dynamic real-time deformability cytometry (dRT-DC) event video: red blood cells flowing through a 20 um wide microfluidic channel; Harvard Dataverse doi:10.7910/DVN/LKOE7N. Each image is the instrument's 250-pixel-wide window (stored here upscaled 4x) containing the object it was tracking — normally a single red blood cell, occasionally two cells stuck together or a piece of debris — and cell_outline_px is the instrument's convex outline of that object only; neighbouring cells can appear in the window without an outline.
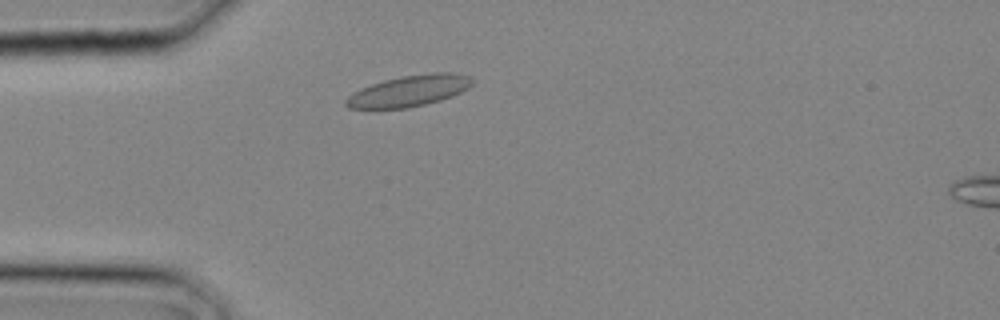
{"species": "common noctule bat (a hibernating species)", "species_latin": "Nyctalus noctula", "temperature_condition": "cold", "stored_images_in_passage": 21, "camera_frame_rate_fps": 3000, "um_per_image_px": 0.085, "animal": {"sex": "male", "body_mass_g": 20.4}, "frame": {"image": 1, "passage_image": 4, "time_ms": 1.0, "image_size_px": [1000, 320], "cell_outline_px": [[476, 80], [468, 88], [452, 96], [440, 100], [408, 108], [368, 112], [348, 108], [344, 104], [344, 100], [352, 92], [360, 88], [384, 80], [404, 76], [432, 72], [456, 72], [468, 76]], "centroid_in_image_um": [34.67, 7.77], "position_along_channel_um": 50.3, "area_um2": 23.81}}
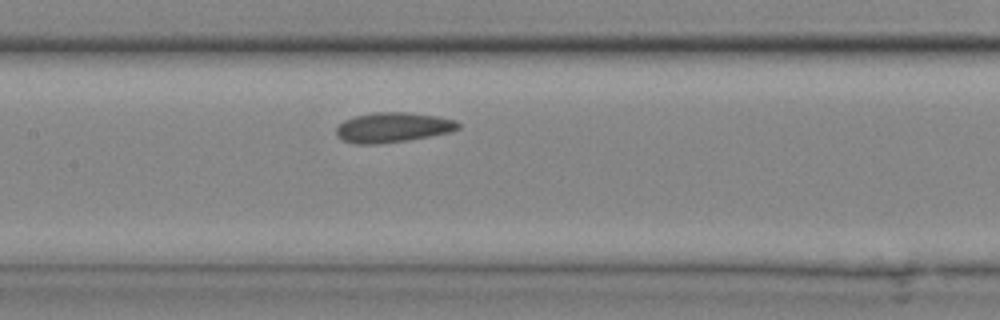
{"frame": {"image": 2, "passage_image": 10, "time_ms": 3.0, "image_size_px": [1000, 320], "cell_outline_px": [[460, 128], [448, 132], [428, 136], [404, 140], [372, 144], [356, 144], [344, 140], [336, 136], [336, 128], [344, 120], [356, 116], [376, 112], [408, 112], [436, 116], [456, 120], [460, 124]], "centroid_in_image_um": [33.38, 10.82], "position_along_channel_um": 174.0, "area_um2": 20.92}}
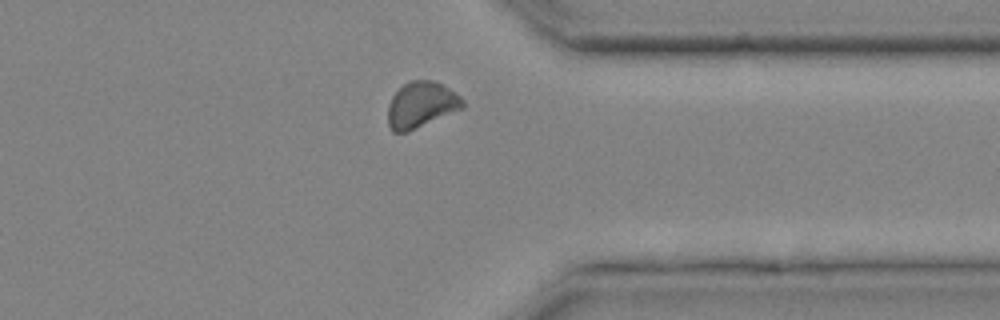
{"frame": {"image": 3, "passage_image": 19, "time_ms": 6.0, "image_size_px": [1000, 320], "cell_outline_px": [[464, 108], [408, 132], [392, 132], [388, 124], [388, 104], [392, 96], [408, 80], [432, 80], [444, 84], [460, 96], [464, 100]], "centroid_in_image_um": [35.81, 8.9], "position_along_channel_um": 375.6, "area_um2": 20.23}}